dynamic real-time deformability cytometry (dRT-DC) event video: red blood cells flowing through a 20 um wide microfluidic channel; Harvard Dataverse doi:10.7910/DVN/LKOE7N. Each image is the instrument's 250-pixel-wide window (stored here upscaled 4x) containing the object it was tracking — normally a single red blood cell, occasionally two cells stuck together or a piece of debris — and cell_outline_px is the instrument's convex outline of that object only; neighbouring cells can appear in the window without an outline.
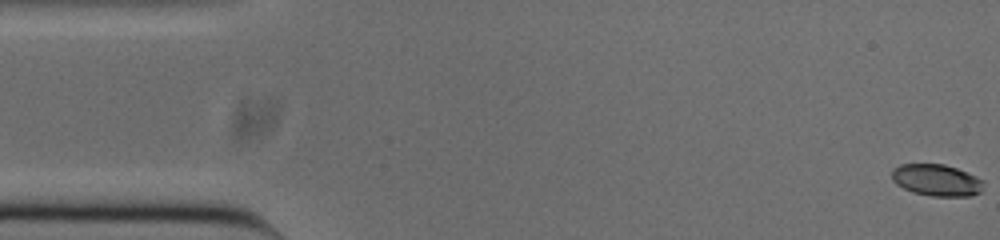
{"species": "common noctule bat (a hibernating species)", "species_latin": "Nyctalus noctula", "temperature_condition": "cold", "stored_images_in_passage": 54, "segment_of_instrument_passage": [1, 2], "camera_frame_rate_fps": 3000, "um_per_image_px": 0.085, "animal": {"sex": "male", "body_mass_g": 20.0, "forearm_length_mm": 53.3}, "frame": {"image": 1, "passage_image": 1, "time_ms": 0.0, "image_size_px": [1000, 240], "cell_outline_px": [[984, 184], [980, 192], [972, 196], [932, 196], [912, 192], [896, 184], [892, 180], [892, 168], [900, 164], [944, 164], [956, 168], [976, 176], [984, 180]], "centroid_in_image_um": [79.61, 15.31], "position_along_channel_um": 5.4, "area_um2": 17.05}}
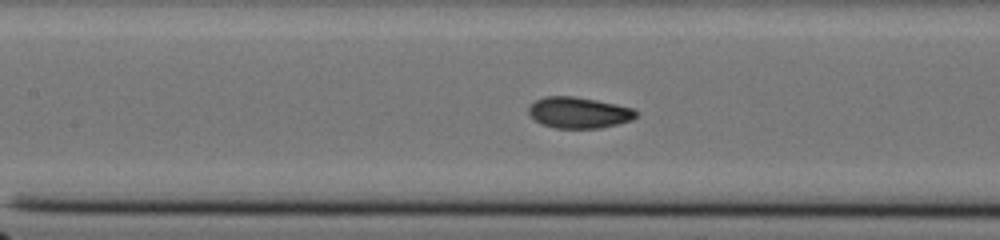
{"frame": {"image": 2, "passage_image": 23, "time_ms": 7.333, "image_size_px": [1000, 240], "cell_outline_px": [[636, 116], [632, 120], [600, 128], [556, 128], [540, 124], [528, 112], [528, 108], [536, 100], [544, 96], [576, 96], [616, 104], [632, 108], [636, 112]], "centroid_in_image_um": [49.18, 9.57], "position_along_channel_um": 158.2, "area_um2": 19.36}}
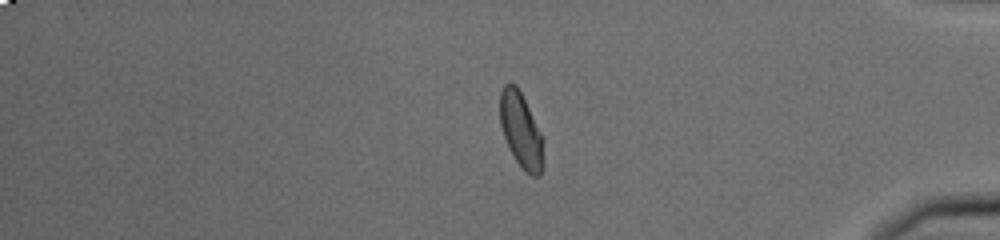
{"frame": {"image": 3, "passage_image": 44, "time_ms": 14.333, "image_size_px": [1000, 240], "cell_outline_px": [[544, 168], [540, 176], [532, 176], [516, 160], [504, 136], [500, 124], [500, 92], [504, 84], [508, 80], [516, 84], [540, 132], [544, 160]], "centroid_in_image_um": [44.27, 11.05], "position_along_channel_um": 390.9, "area_um2": 18.55}}